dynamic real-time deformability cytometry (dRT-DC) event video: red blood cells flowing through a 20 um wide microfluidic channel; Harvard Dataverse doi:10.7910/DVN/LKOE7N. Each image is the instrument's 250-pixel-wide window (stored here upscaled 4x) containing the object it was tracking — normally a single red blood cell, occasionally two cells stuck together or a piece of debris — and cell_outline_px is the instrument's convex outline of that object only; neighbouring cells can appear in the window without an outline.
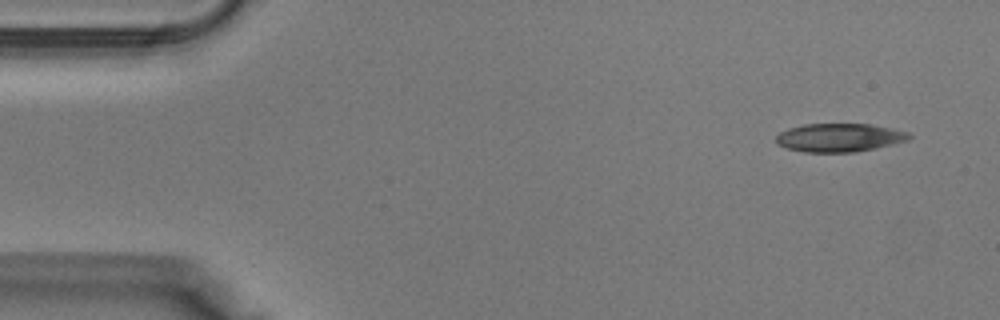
{"species": "Egyptian fruit bat (a non-hibernating species)", "species_latin": "Rousettus aegyptiacus", "temperature_condition": "warm", "stored_images_in_passage": 37, "camera_frame_rate_fps": 3000, "um_per_image_px": 0.085, "animal": {"sex": "male"}, "frame": {"image": 1, "passage_image": 1, "time_ms": 0.0, "image_size_px": [1000, 320], "cell_outline_px": [[912, 136], [908, 140], [876, 148], [852, 152], [804, 152], [788, 148], [776, 144], [776, 136], [780, 132], [788, 128], [804, 124], [872, 124], [892, 128], [908, 132]], "centroid_in_image_um": [71.34, 11.69], "position_along_channel_um": 13.7, "area_um2": 22.02}}
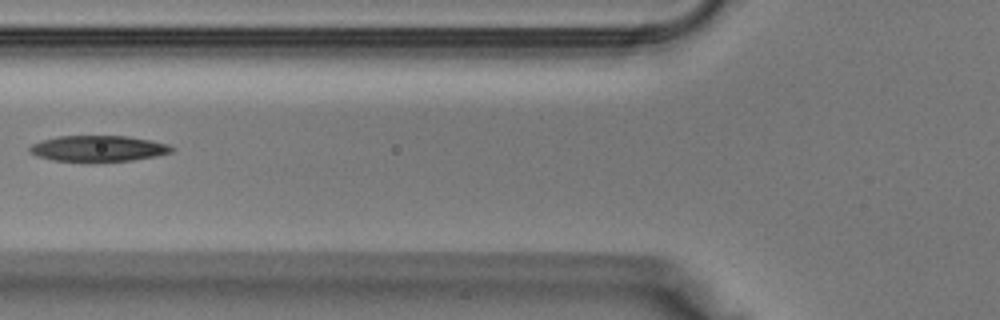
{"frame": {"image": 2, "passage_image": 13, "time_ms": 4.0, "image_size_px": [1000, 320], "cell_outline_px": [[176, 148], [172, 152], [156, 156], [132, 160], [52, 160], [36, 156], [28, 152], [28, 148], [32, 144], [40, 140], [60, 136], [128, 136], [152, 140], [168, 144]], "centroid_in_image_um": [8.36, 12.6], "position_along_channel_um": 117.4, "area_um2": 21.21}}
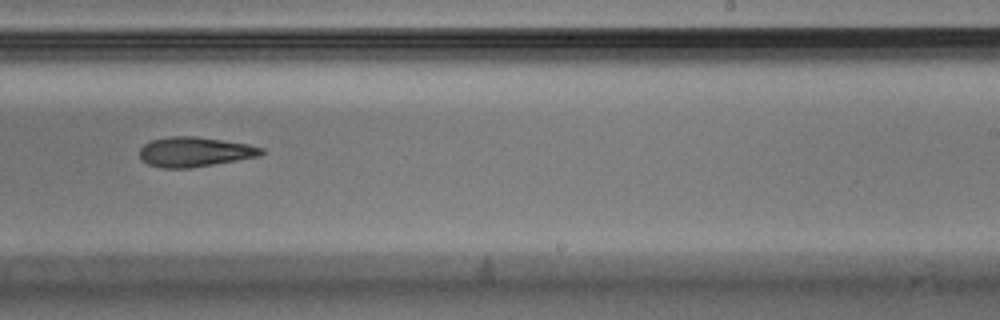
{"frame": {"image": 3, "passage_image": 22, "time_ms": 7.0, "image_size_px": [1000, 320], "cell_outline_px": [[268, 152], [260, 156], [188, 168], [164, 168], [148, 164], [140, 160], [140, 148], [144, 144], [152, 140], [168, 136], [196, 136], [248, 144], [264, 148]], "centroid_in_image_um": [16.56, 12.9], "position_along_channel_um": 272.4, "area_um2": 21.15}}